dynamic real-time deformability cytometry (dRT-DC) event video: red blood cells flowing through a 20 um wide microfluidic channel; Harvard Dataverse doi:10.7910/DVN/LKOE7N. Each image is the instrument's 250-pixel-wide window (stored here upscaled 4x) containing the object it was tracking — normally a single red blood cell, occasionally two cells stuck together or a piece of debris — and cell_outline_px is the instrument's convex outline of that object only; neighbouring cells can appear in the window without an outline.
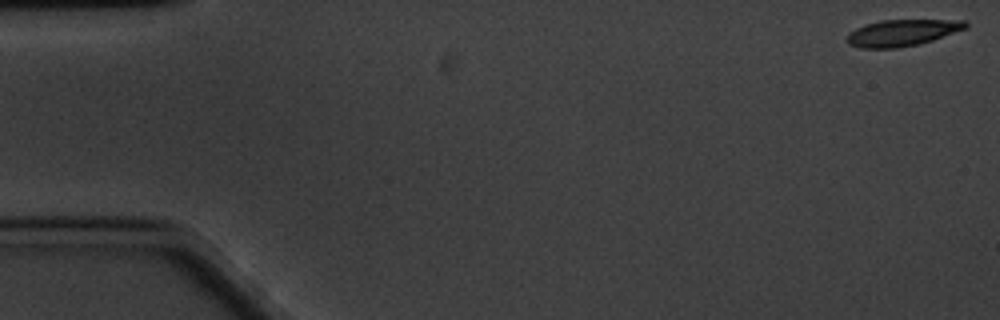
{"species": "common noctule bat (a hibernating species)", "species_latin": "Nyctalus noctula", "temperature_condition": "cold", "stored_images_in_passage": 60, "camera_frame_rate_fps": 3000, "um_per_image_px": 0.085, "animal": {"sex": "male", "body_mass_g": 20.1, "forearm_length_mm": 53.5}, "frame": {"image": 1, "passage_image": 1, "time_ms": 0.0, "image_size_px": [1000, 320], "cell_outline_px": [[968, 28], [932, 40], [916, 44], [896, 48], [860, 48], [848, 44], [844, 40], [848, 32], [864, 24], [880, 20], [964, 20], [968, 24]], "centroid_in_image_um": [76.62, 2.78], "position_along_channel_um": 8.4, "area_um2": 18.44}}
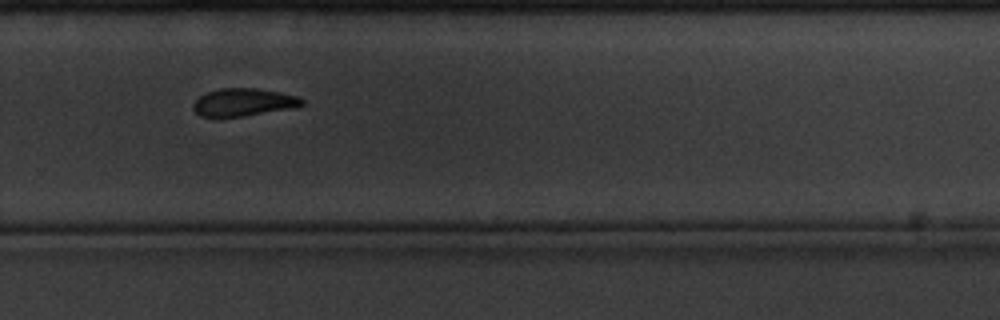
{"frame": {"image": 2, "passage_image": 40, "time_ms": 13.0, "image_size_px": [1000, 320], "cell_outline_px": [[304, 104], [296, 108], [240, 116], [200, 116], [192, 108], [192, 104], [200, 96], [208, 92], [220, 88], [256, 88], [280, 92], [296, 96], [304, 100]], "centroid_in_image_um": [20.72, 8.68], "position_along_channel_um": 309.1, "area_um2": 17.4}}
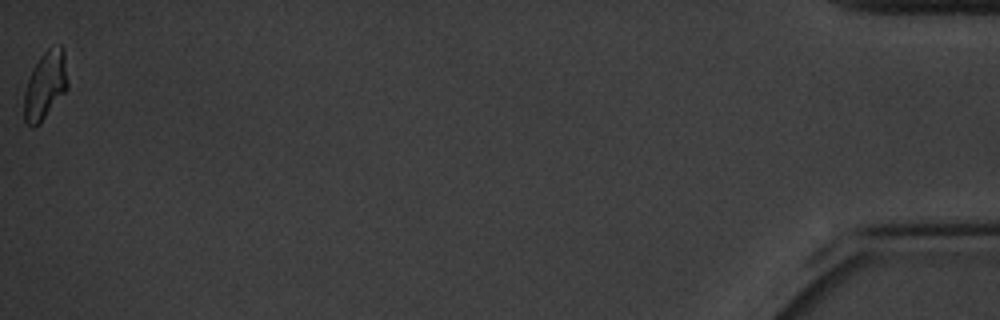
{"frame": {"image": 3, "passage_image": 60, "time_ms": 19.667, "image_size_px": [1000, 320], "cell_outline_px": [[68, 88], [40, 124], [32, 128], [24, 120], [24, 92], [32, 68], [40, 56], [48, 48], [60, 44], [64, 48], [68, 80]], "centroid_in_image_um": [3.86, 7.24], "position_along_channel_um": 431.3, "area_um2": 17.51}, "authors_computed_cell_mechanics": {"area_um2": 18.785, "velocity_mm_per_s": 3.3073, "shape_relaxation_time_tau1_ms": 4.3452, "shape_relaxation_time_tau2_ms": 2.4668, "deformation_change_tau1": 0.1323, "deformation_change_tau2": 0.0845}}